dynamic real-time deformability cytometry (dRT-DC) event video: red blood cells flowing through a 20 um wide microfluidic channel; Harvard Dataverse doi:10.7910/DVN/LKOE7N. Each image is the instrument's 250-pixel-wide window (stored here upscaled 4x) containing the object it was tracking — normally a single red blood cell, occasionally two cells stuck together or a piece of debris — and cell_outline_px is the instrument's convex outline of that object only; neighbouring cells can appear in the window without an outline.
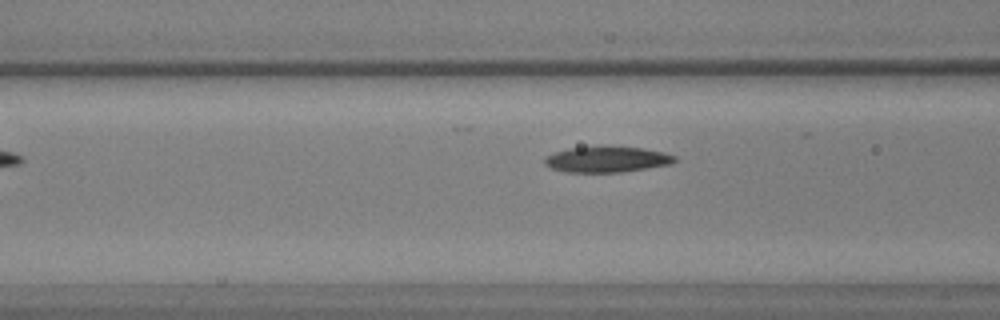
{"species": "common noctule bat (a hibernating species)", "species_latin": "Nyctalus noctula", "temperature_condition": "warm", "stored_images_in_passage": 8, "camera_frame_rate_fps": 3000, "um_per_image_px": 0.085, "animal": {"sex": "male", "body_mass_g": 17.9, "forearm_length_mm": 54.2}, "frame": {"image": 1, "passage_image": 6, "time_ms": 1.667, "image_size_px": [1000, 320], "cell_outline_px": [[676, 160], [672, 164], [620, 172], [564, 172], [552, 168], [544, 164], [544, 156], [568, 148], [600, 144], [644, 148], [664, 152], [676, 156]], "centroid_in_image_um": [51.57, 13.51], "position_along_channel_um": 115.0, "area_um2": 20.17}}